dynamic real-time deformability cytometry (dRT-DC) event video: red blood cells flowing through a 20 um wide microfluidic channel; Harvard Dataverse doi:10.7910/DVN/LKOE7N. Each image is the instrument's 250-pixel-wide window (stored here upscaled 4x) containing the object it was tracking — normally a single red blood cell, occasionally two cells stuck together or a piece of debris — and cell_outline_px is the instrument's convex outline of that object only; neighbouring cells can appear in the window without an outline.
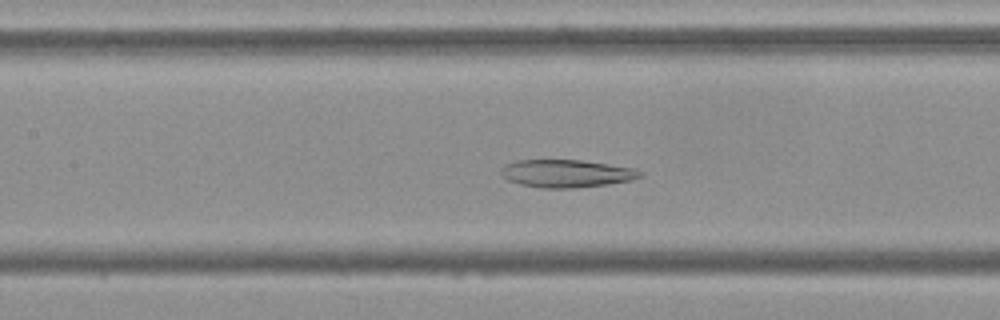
{"species": "Egyptian fruit bat (a non-hibernating species)", "species_latin": "Rousettus aegyptiacus", "temperature_condition": "cold", "stored_images_in_passage": 51, "camera_frame_rate_fps": 3000, "um_per_image_px": 0.085, "frame": {"image": 1, "passage_image": 22, "time_ms": 7.0, "image_size_px": [1000, 320], "cell_outline_px": [[644, 176], [632, 180], [608, 184], [572, 188], [540, 188], [520, 184], [508, 180], [500, 172], [508, 164], [516, 160], [580, 160], [636, 168], [644, 172]], "centroid_in_image_um": [48.22, 14.75], "position_along_channel_um": 159.2, "area_um2": 22.43}}
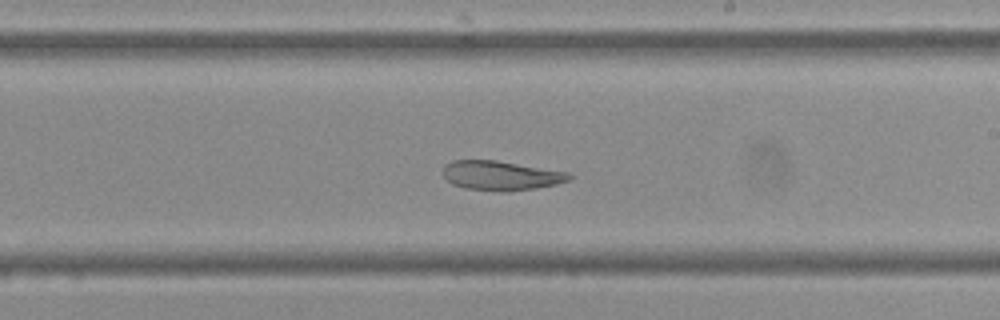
{"frame": {"image": 2, "passage_image": 29, "time_ms": 9.333, "image_size_px": [1000, 320], "cell_outline_px": [[572, 176], [568, 180], [556, 184], [536, 188], [508, 192], [504, 192], [464, 188], [452, 184], [440, 172], [444, 164], [452, 160], [496, 160], [568, 172]], "centroid_in_image_um": [42.52, 14.92], "position_along_channel_um": 246.5, "area_um2": 21.79}}
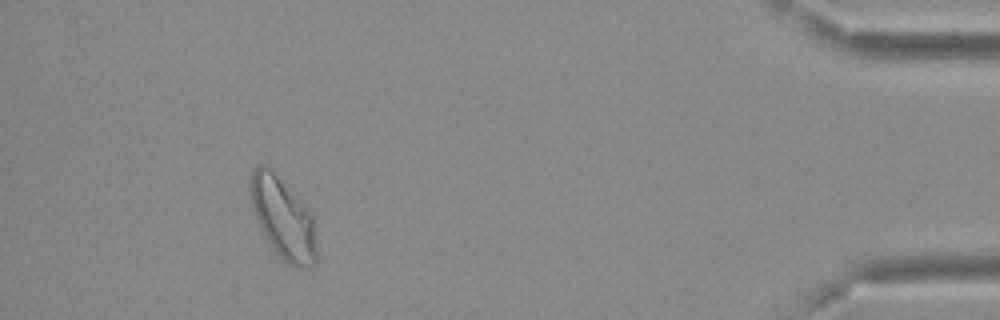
{"frame": {"image": 3, "passage_image": 47, "time_ms": 15.333, "image_size_px": [1000, 320], "cell_outline_px": [[316, 264], [308, 268], [292, 268], [280, 256], [268, 240], [256, 216], [252, 204], [248, 188], [248, 180], [252, 172], [260, 164], [268, 164], [272, 168], [312, 212], [316, 248]], "centroid_in_image_um": [24.06, 18.5], "position_along_channel_um": 411.1, "area_um2": 31.44}, "authors_computed_cell_mechanics": {"area_um2": 27.2238, "velocity_mm_per_s": 3.7541, "shape_relaxation_time_tau1_ms": null, "shape_relaxation_time_tau2_ms": 7.8028, "deformation_change_tau1": null, "deformation_change_tau2": 0.1253}}